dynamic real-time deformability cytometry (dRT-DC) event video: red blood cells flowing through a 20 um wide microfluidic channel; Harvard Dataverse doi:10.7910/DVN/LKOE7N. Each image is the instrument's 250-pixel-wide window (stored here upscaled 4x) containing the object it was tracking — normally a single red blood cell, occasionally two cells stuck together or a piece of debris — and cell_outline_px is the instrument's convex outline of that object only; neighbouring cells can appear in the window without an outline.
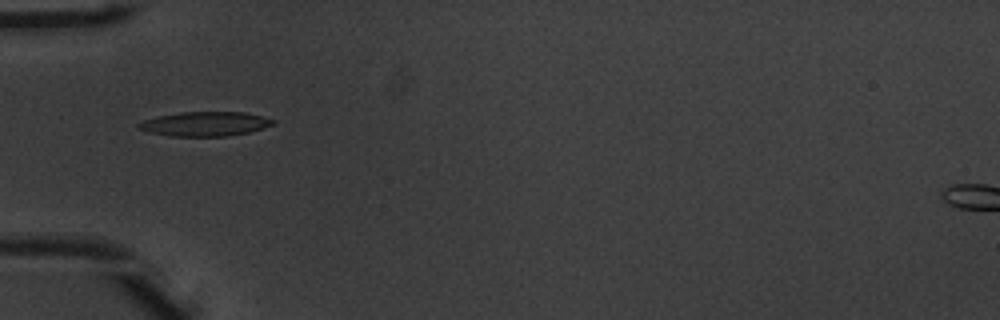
{"species": "common noctule bat (a hibernating species)", "species_latin": "Nyctalus noctula", "temperature_condition": "warm", "stored_images_in_passage": 30, "camera_frame_rate_fps": 3000, "um_per_image_px": 0.085, "animal": {"sex": "male", "body_mass_g": 20.1, "forearm_length_mm": 53.5}, "frame": {"image": 1, "passage_image": 1, "time_ms": 0.0, "image_size_px": [1000, 320], "cell_outline_px": [[276, 120], [272, 124], [264, 128], [248, 132], [228, 136], [168, 136], [148, 132], [136, 128], [136, 124], [144, 120], [160, 116], [180, 112], [244, 112]], "centroid_in_image_um": [17.39, 10.54], "position_along_channel_um": 67.6, "area_um2": 19.02}}
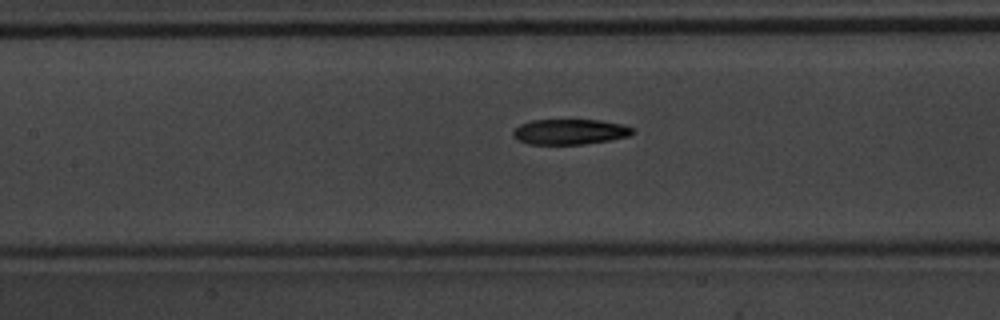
{"frame": {"image": 2, "passage_image": 8, "time_ms": 2.333, "image_size_px": [1000, 320], "cell_outline_px": [[636, 132], [628, 136], [608, 140], [584, 144], [528, 144], [516, 140], [512, 136], [512, 132], [520, 124], [532, 120], [600, 120], [620, 124], [632, 128]], "centroid_in_image_um": [48.39, 11.2], "position_along_channel_um": 159.0, "area_um2": 17.63}}
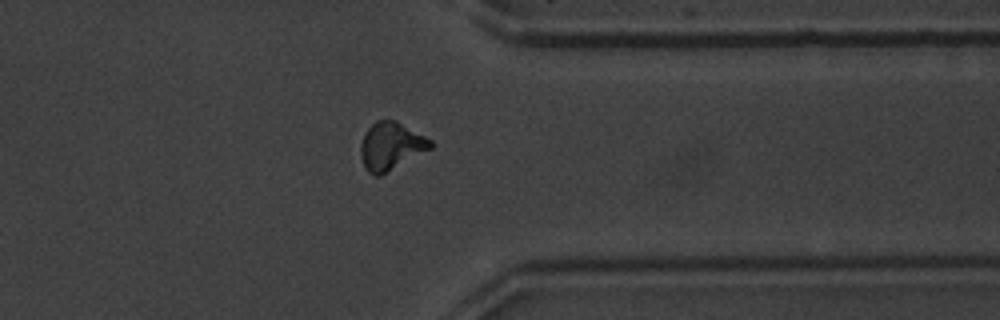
{"frame": {"image": 3, "passage_image": 25, "time_ms": 8.0, "image_size_px": [1000, 320], "cell_outline_px": [[432, 148], [380, 176], [372, 176], [364, 168], [360, 152], [360, 148], [364, 132], [376, 120], [396, 120], [432, 140]], "centroid_in_image_um": [33.21, 12.43], "position_along_channel_um": 378.2, "area_um2": 19.48}, "authors_computed_cell_mechanics": {"area_um2": 18.7272, "velocity_mm_per_s": 3.9311, "shape_relaxation_time_tau1_ms": 3.9907, "shape_relaxation_time_tau2_ms": 4.9298, "deformation_change_tau1": 0.1695, "deformation_change_tau2": 0.1153}}